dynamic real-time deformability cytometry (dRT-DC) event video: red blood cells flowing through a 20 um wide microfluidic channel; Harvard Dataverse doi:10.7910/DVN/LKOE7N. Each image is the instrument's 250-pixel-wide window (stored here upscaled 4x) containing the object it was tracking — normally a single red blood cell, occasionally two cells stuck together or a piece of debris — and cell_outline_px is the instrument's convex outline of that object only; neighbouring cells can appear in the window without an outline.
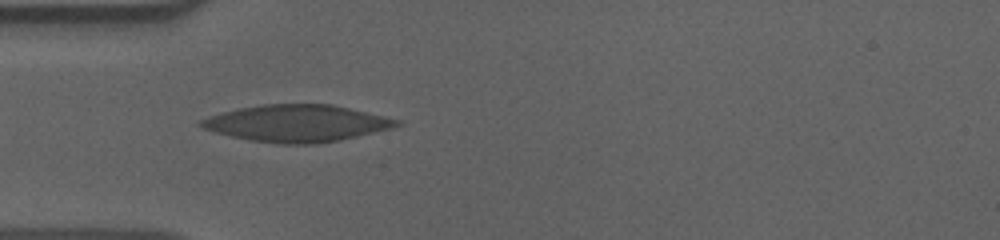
{"species": "human", "species_latin": "Homo sapiens", "temperature_condition": "cold", "stored_images_in_passage": 25, "camera_frame_rate_fps": 3000, "um_per_image_px": 0.085, "donor": {"sex": "male"}, "frame": {"image": 1, "passage_image": 1, "time_ms": 0.0, "image_size_px": [1000, 240], "cell_outline_px": [[404, 124], [392, 128], [340, 140], [316, 144], [276, 144], [252, 140], [232, 136], [216, 132], [204, 128], [196, 124], [200, 120], [208, 116], [240, 108], [260, 104], [332, 104], [400, 120]], "centroid_in_image_um": [25.24, 10.48], "position_along_channel_um": 59.8, "area_um2": 41.91}}
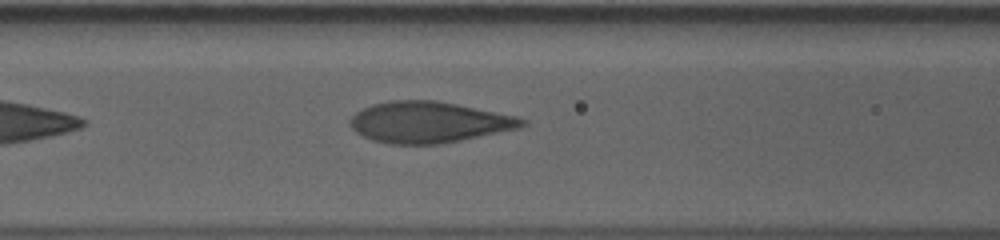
{"frame": {"image": 2, "passage_image": 7, "time_ms": 2.0, "image_size_px": [1000, 240], "cell_outline_px": [[528, 124], [520, 128], [440, 144], [388, 144], [372, 140], [356, 132], [348, 124], [348, 120], [356, 112], [372, 104], [388, 100], [436, 100], [516, 116], [528, 120]], "centroid_in_image_um": [36.43, 10.38], "position_along_channel_um": 130.2, "area_um2": 41.21}}
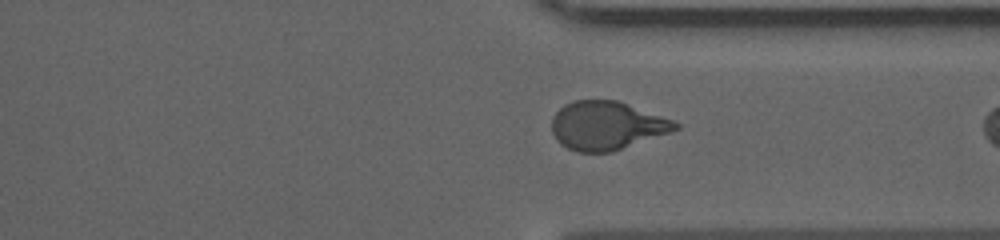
{"frame": {"image": 3, "passage_image": 23, "time_ms": 7.333, "image_size_px": [1000, 240], "cell_outline_px": [[680, 128], [672, 132], [612, 152], [576, 152], [560, 144], [556, 140], [552, 132], [552, 116], [564, 104], [572, 100], [616, 100], [628, 104], [672, 120], [680, 124]], "centroid_in_image_um": [51.55, 10.68], "position_along_channel_um": 359.8, "area_um2": 35.03}}